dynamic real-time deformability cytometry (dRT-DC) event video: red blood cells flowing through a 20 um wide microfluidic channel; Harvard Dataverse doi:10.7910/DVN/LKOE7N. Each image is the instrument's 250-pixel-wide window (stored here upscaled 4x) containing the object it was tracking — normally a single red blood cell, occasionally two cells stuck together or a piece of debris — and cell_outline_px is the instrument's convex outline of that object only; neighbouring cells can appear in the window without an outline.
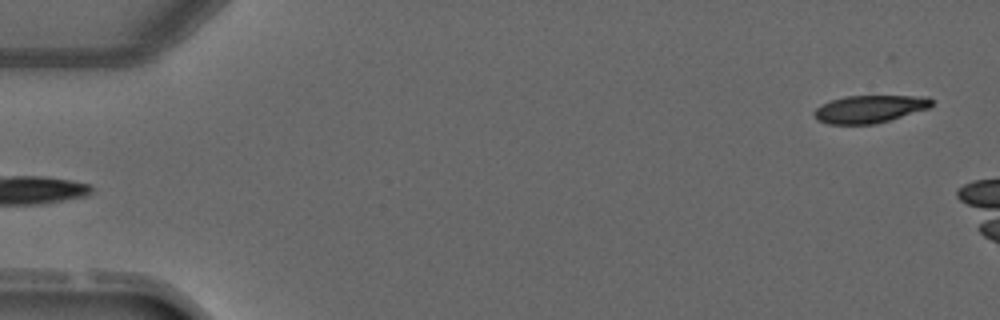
{"species": "common noctule bat (a hibernating species)", "species_latin": "Nyctalus noctula", "temperature_condition": "warm", "stored_images_in_passage": 2, "camera_frame_rate_fps": 3000, "um_per_image_px": 0.085, "animal": {"sex": "male", "forearm_length_mm": 52.5}, "frame": {"image": 1, "passage_image": 2, "time_ms": 1.333, "image_size_px": [1000, 320], "cell_outline_px": [[932, 104], [928, 108], [888, 120], [872, 124], [828, 124], [816, 120], [812, 112], [820, 104], [844, 96], [928, 96], [932, 100]], "centroid_in_image_um": [73.85, 9.26], "position_along_channel_um": 11.1, "area_um2": 18.79}}